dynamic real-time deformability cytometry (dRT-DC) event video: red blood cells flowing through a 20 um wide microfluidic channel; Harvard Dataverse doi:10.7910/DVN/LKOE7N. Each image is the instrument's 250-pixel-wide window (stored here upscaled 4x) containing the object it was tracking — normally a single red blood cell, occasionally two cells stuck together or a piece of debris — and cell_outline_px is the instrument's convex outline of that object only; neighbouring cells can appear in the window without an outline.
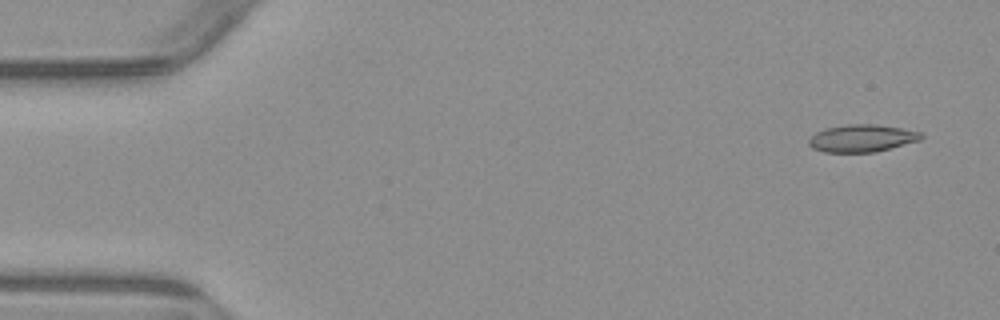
{"species": "common noctule bat (a hibernating species)", "species_latin": "Nyctalus noctula", "temperature_condition": "warm", "stored_images_in_passage": 6, "segment_of_instrument_passage": [2, 2], "camera_frame_rate_fps": 3000, "um_per_image_px": 0.085, "animal": {"sex": "male", "body_mass_g": 23.1, "forearm_length_mm": 52.7}, "frame": {"image": 1, "passage_image": 6, "time_ms": 6.0, "image_size_px": [1000, 320], "cell_outline_px": [[924, 136], [920, 140], [876, 152], [824, 152], [812, 148], [808, 144], [808, 140], [816, 132], [828, 128], [848, 124], [876, 124], [900, 128], [920, 132]], "centroid_in_image_um": [73.26, 11.75], "position_along_channel_um": 11.7, "area_um2": 17.8}}